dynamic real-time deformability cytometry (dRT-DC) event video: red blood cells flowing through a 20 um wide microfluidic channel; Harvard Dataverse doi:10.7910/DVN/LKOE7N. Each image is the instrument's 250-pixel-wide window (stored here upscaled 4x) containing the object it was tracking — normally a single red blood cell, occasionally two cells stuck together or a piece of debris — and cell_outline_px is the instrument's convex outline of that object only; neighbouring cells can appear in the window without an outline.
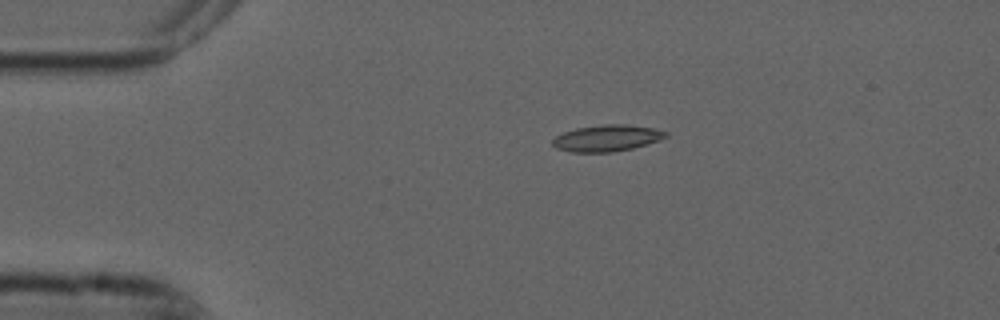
{"species": "common noctule bat (a hibernating species)", "species_latin": "Nyctalus noctula", "temperature_condition": "cold", "stored_images_in_passage": 1, "camera_frame_rate_fps": 3000, "um_per_image_px": 0.085, "animal": {"sex": "male", "forearm_length_mm": 52.5}, "frame": {"image": 1, "passage_image": 1, "time_ms": 0.0, "image_size_px": [1000, 320], "cell_outline_px": [[668, 136], [660, 140], [632, 148], [612, 152], [572, 152], [556, 148], [552, 144], [552, 140], [556, 136], [564, 132], [576, 128], [604, 124], [624, 124], [652, 128], [668, 132]], "centroid_in_image_um": [51.58, 11.74], "position_along_channel_um": 33.4, "area_um2": 17.34}}